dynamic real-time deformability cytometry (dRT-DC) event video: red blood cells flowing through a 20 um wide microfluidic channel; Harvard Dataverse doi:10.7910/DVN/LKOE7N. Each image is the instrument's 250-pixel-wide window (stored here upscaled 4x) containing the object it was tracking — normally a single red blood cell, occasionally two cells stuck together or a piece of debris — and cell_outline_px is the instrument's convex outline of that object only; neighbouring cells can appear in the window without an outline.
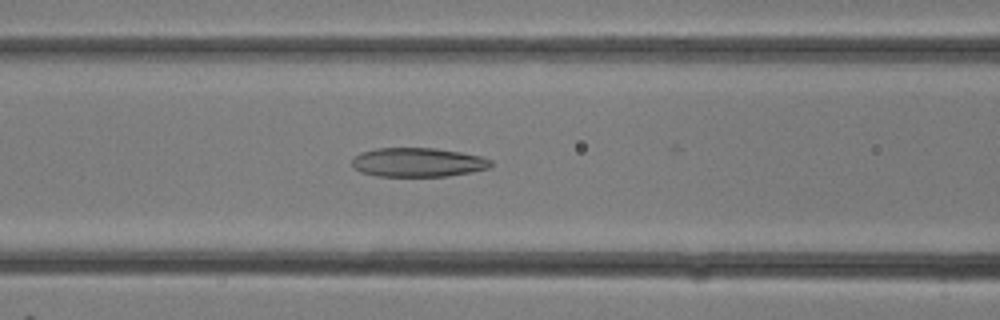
{"species": "common noctule bat (a hibernating species)", "species_latin": "Nyctalus noctula", "temperature_condition": "room temperature", "stored_images_in_passage": 15, "camera_frame_rate_fps": 3000, "um_per_image_px": 0.085, "animal": {"sex": "female"}, "frame": {"image": 1, "passage_image": 11, "time_ms": 3.333, "image_size_px": [1000, 320], "cell_outline_px": [[492, 164], [488, 168], [472, 172], [448, 176], [376, 176], [360, 172], [352, 164], [352, 156], [360, 152], [376, 148], [436, 148], [460, 152], [480, 156], [492, 160]], "centroid_in_image_um": [35.5, 13.79], "position_along_channel_um": 131.1, "area_um2": 23.64}}
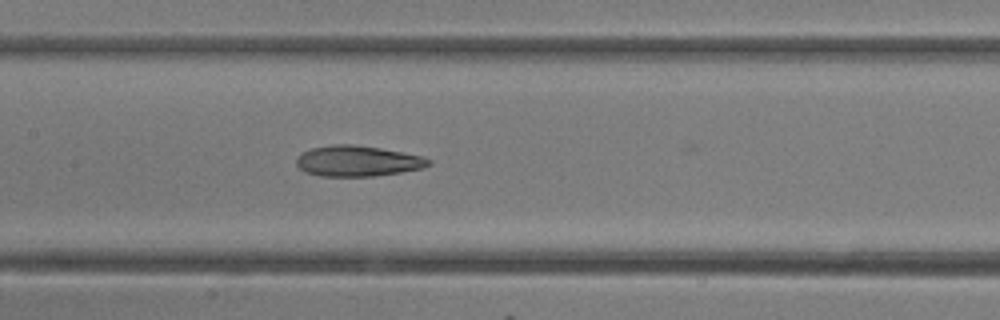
{"frame": {"image": 2, "passage_image": 13, "time_ms": 4.0, "image_size_px": [1000, 320], "cell_outline_px": [[432, 164], [424, 168], [400, 172], [372, 176], [320, 176], [304, 172], [296, 164], [296, 156], [312, 148], [332, 144], [352, 144], [380, 148], [404, 152], [424, 156], [432, 160]], "centroid_in_image_um": [30.42, 13.68], "position_along_channel_um": 177.0, "area_um2": 23.81}}
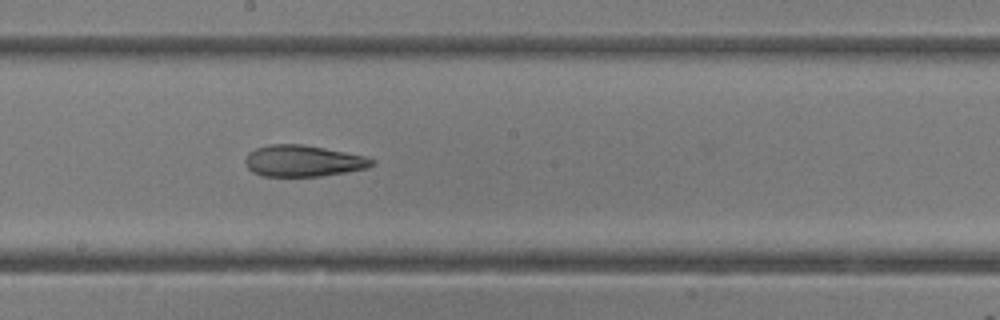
{"frame": {"image": 3, "passage_image": 15, "time_ms": 4.667, "image_size_px": [1000, 320], "cell_outline_px": [[376, 164], [368, 168], [320, 176], [260, 176], [252, 172], [244, 164], [244, 160], [248, 152], [256, 148], [272, 144], [304, 144], [364, 156], [376, 160]], "centroid_in_image_um": [25.74, 13.68], "position_along_channel_um": 222.5, "area_um2": 23.24}}